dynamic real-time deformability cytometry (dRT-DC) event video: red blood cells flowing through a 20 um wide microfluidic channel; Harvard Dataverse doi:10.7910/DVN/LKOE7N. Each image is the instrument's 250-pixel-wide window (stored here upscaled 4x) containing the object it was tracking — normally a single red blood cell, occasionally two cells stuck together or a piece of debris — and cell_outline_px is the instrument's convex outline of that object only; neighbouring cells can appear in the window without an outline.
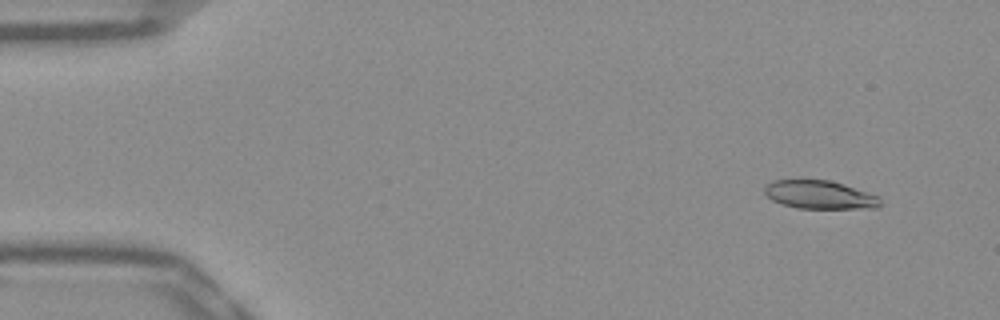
{"species": "Egyptian fruit bat (a non-hibernating species)", "species_latin": "Rousettus aegyptiacus", "temperature_condition": "warm", "stored_images_in_passage": 53, "camera_frame_rate_fps": 3000, "um_per_image_px": 0.085, "frame": {"image": 1, "passage_image": 5, "time_ms": 1.333, "image_size_px": [1000, 320], "cell_outline_px": [[884, 204], [880, 208], [796, 208], [772, 200], [764, 192], [764, 184], [772, 180], [800, 176], [828, 180], [844, 184], [880, 196]], "centroid_in_image_um": [69.65, 16.5], "position_along_channel_um": 15.3, "area_um2": 20.11}}
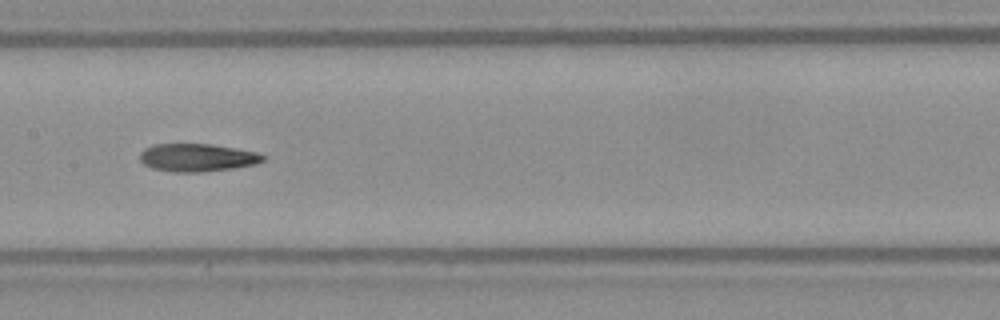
{"frame": {"image": 2, "passage_image": 27, "time_ms": 8.667, "image_size_px": [1000, 320], "cell_outline_px": [[264, 160], [256, 164], [236, 168], [204, 172], [172, 172], [152, 168], [144, 164], [140, 160], [140, 152], [144, 148], [152, 144], [212, 144], [236, 148], [256, 152], [264, 156]], "centroid_in_image_um": [16.75, 13.4], "position_along_channel_um": 190.7, "area_um2": 20.17}}
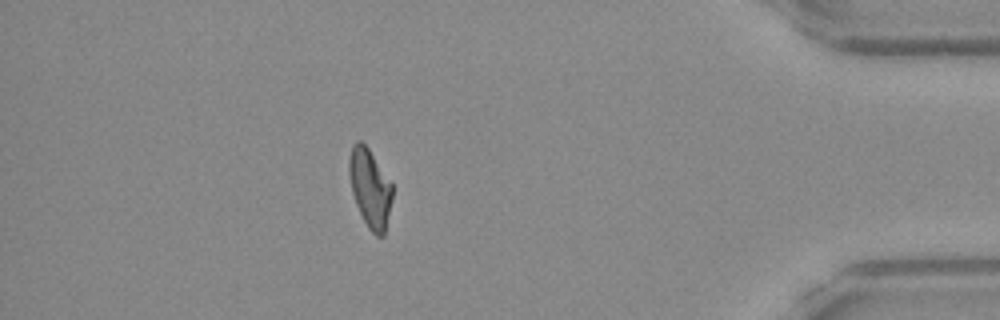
{"frame": {"image": 3, "passage_image": 47, "time_ms": 15.333, "image_size_px": [1000, 320], "cell_outline_px": [[392, 196], [384, 236], [376, 236], [368, 228], [356, 204], [352, 192], [348, 172], [348, 160], [352, 144], [356, 140], [360, 140], [368, 148], [392, 184]], "centroid_in_image_um": [31.42, 15.97], "position_along_channel_um": 403.8, "area_um2": 19.59}, "authors_computed_cell_mechanics": {"area_um2": 20.1722, "velocity_mm_per_s": 3.8708, "shape_relaxation_time_tau1_ms": 10.7985, "shape_relaxation_time_tau2_ms": 5.7815, "deformation_change_tau1": 0.2778, "deformation_change_tau2": 0.1586}}